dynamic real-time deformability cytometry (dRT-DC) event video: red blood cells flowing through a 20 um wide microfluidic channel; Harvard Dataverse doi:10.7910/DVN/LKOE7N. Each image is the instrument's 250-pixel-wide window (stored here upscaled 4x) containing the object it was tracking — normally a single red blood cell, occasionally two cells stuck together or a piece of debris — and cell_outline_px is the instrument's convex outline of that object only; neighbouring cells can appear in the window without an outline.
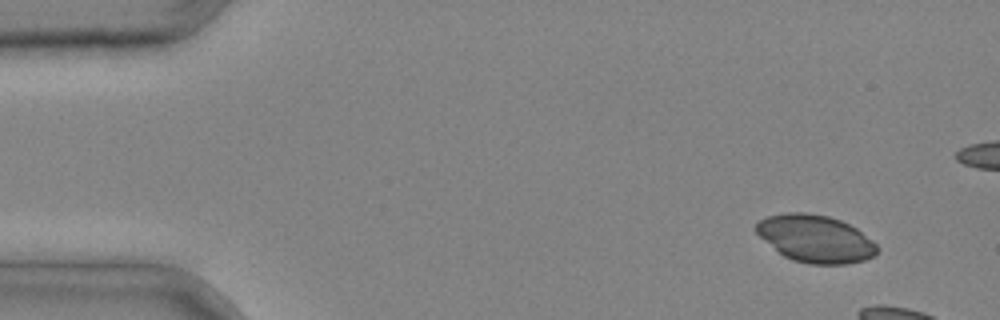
{"species": "common noctule bat (a hibernating species)", "species_latin": "Nyctalus noctula", "temperature_condition": "cold", "stored_images_in_passage": 3, "camera_frame_rate_fps": 3000, "um_per_image_px": 0.085, "animal": {"sex": "male", "body_mass_g": 20.4}, "frame": {"image": 1, "passage_image": 1, "time_ms": 0.0, "image_size_px": [1000, 320], "cell_outline_px": [[880, 248], [872, 256], [864, 260], [848, 264], [808, 264], [792, 260], [784, 256], [760, 236], [752, 228], [760, 220], [768, 216], [788, 212], [808, 212], [828, 216], [840, 220], [856, 228], [872, 240]], "centroid_in_image_um": [69.31, 20.28], "position_along_channel_um": 15.7, "area_um2": 33.35}}